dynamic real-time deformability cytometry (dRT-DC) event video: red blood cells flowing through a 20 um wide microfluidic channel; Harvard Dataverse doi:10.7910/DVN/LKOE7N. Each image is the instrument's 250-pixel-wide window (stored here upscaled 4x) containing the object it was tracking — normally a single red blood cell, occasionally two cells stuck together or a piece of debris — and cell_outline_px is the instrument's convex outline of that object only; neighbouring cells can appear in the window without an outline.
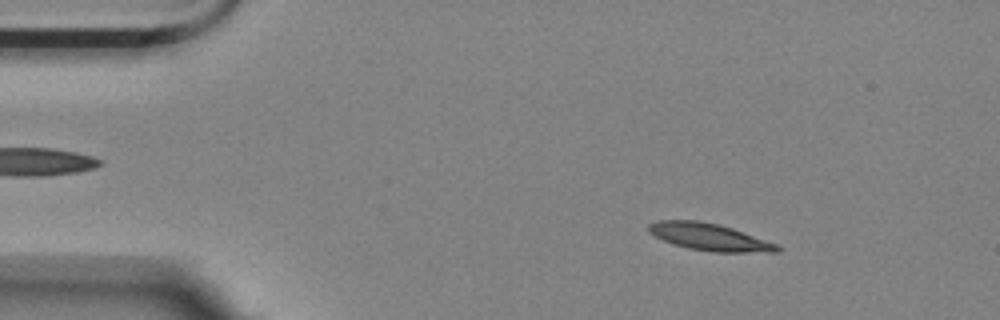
{"species": "Egyptian fruit bat (a non-hibernating species)", "species_latin": "Rousettus aegyptiacus", "temperature_condition": "room temperature", "stored_images_in_passage": 46, "camera_frame_rate_fps": 3000, "um_per_image_px": 0.085, "animal": {"sex": "female"}, "frame": {"image": 1, "passage_image": 6, "time_ms": 1.667, "image_size_px": [1000, 320], "cell_outline_px": [[780, 252], [712, 252], [688, 248], [664, 240], [648, 232], [648, 224], [660, 220], [700, 220], [720, 224], [780, 244]], "centroid_in_image_um": [60.35, 20.14], "position_along_channel_um": 24.6, "area_um2": 20.4}}
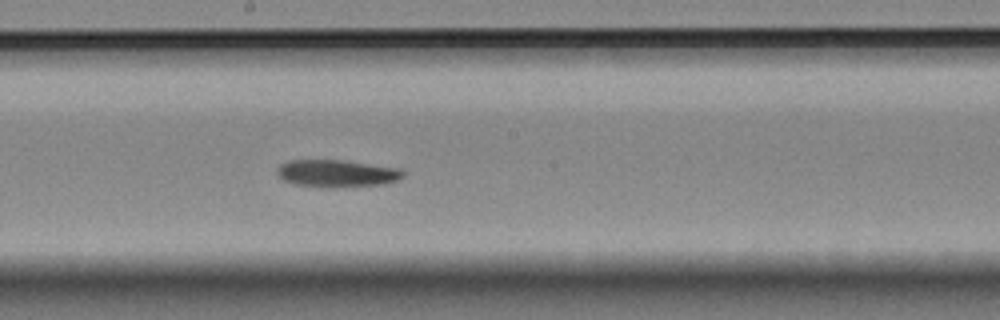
{"frame": {"image": 2, "passage_image": 28, "time_ms": 9.0, "image_size_px": [1000, 320], "cell_outline_px": [[404, 176], [396, 180], [384, 184], [332, 188], [320, 188], [296, 184], [284, 180], [276, 176], [276, 168], [280, 164], [288, 160], [344, 160], [400, 168], [404, 172]], "centroid_in_image_um": [28.59, 14.74], "position_along_channel_um": 219.6, "area_um2": 20.4}}
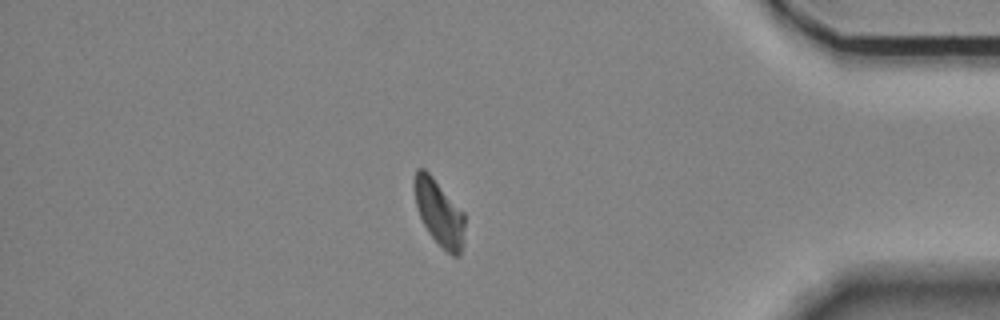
{"frame": {"image": 3, "passage_image": 46, "time_ms": 15.0, "image_size_px": [1000, 320], "cell_outline_px": [[464, 228], [460, 256], [452, 256], [428, 232], [416, 208], [412, 188], [412, 180], [416, 168], [424, 168], [432, 176], [464, 212]], "centroid_in_image_um": [37.28, 18.01], "position_along_channel_um": 397.9, "area_um2": 19.36}}